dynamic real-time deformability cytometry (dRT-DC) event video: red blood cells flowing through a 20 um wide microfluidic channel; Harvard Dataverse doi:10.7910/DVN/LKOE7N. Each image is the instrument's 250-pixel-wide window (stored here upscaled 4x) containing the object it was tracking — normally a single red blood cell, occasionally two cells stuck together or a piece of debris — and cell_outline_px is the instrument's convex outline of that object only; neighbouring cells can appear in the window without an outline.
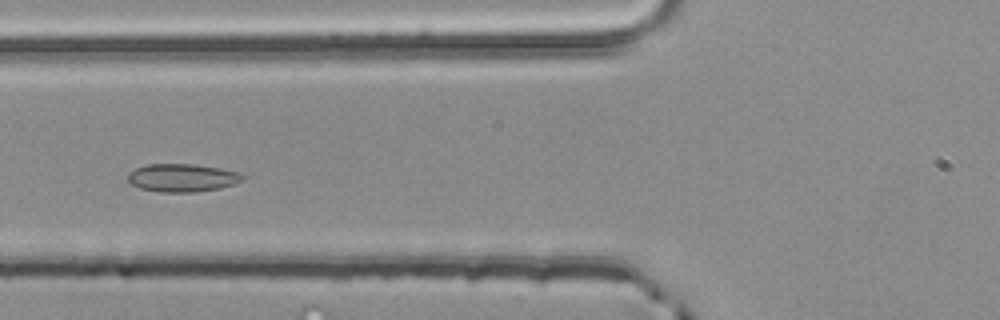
{"species": "common noctule bat (a hibernating species)", "species_latin": "Nyctalus noctula", "temperature_condition": "room temperature", "stored_images_in_passage": 4, "camera_frame_rate_fps": 3000, "um_per_image_px": 0.085, "animal": {"sex": "male", "body_mass_g": 20.4}, "frame": {"image": 1, "passage_image": 4, "time_ms": 1.0, "image_size_px": [1000, 320], "cell_outline_px": [[244, 180], [220, 188], [196, 192], [160, 192], [140, 188], [132, 184], [128, 180], [128, 172], [136, 168], [148, 164], [196, 164], [220, 168], [240, 172], [244, 176]], "centroid_in_image_um": [15.5, 15.11], "position_along_channel_um": 110.3, "area_um2": 18.79}}